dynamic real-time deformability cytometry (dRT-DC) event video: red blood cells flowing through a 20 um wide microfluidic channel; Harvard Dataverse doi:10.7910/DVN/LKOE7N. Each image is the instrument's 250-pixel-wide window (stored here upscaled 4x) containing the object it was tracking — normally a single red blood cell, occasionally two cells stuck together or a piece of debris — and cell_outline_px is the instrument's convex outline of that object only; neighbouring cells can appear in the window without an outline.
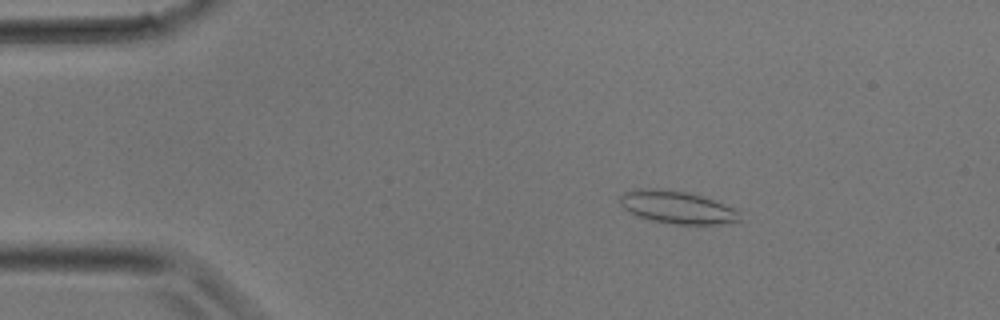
{"species": "common noctule bat (a hibernating species)", "species_latin": "Nyctalus noctula", "temperature_condition": "room temperature", "stored_images_in_passage": 33, "camera_frame_rate_fps": 3000, "um_per_image_px": 0.085, "animal": {"sex": "male", "body_mass_g": 17.9}, "frame": {"image": 1, "passage_image": 5, "time_ms": 1.333, "image_size_px": [1000, 320], "cell_outline_px": [[740, 220], [716, 224], [672, 224], [652, 220], [640, 216], [624, 208], [620, 204], [620, 196], [624, 192], [636, 188], [660, 188], [688, 192], [740, 208]], "centroid_in_image_um": [57.59, 17.6], "position_along_channel_um": 27.4, "area_um2": 22.89}}
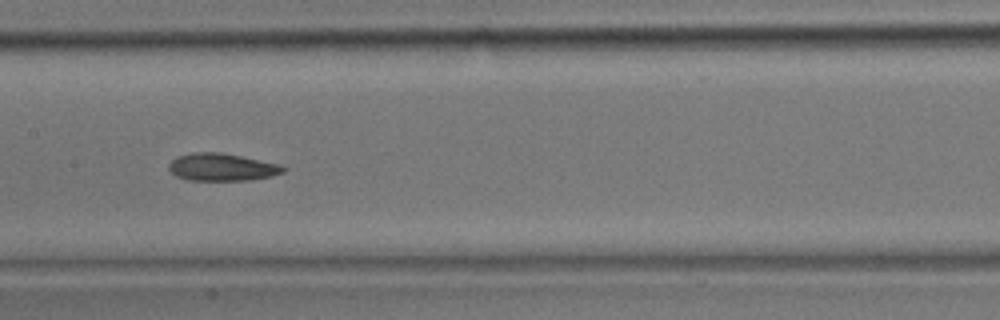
{"frame": {"image": 2, "passage_image": 16, "time_ms": 5.0, "image_size_px": [1000, 320], "cell_outline_px": [[288, 168], [284, 172], [272, 176], [252, 180], [188, 180], [176, 176], [168, 168], [168, 164], [176, 156], [192, 152], [220, 152], [280, 164]], "centroid_in_image_um": [18.87, 14.2], "position_along_channel_um": 188.5, "area_um2": 18.44}}
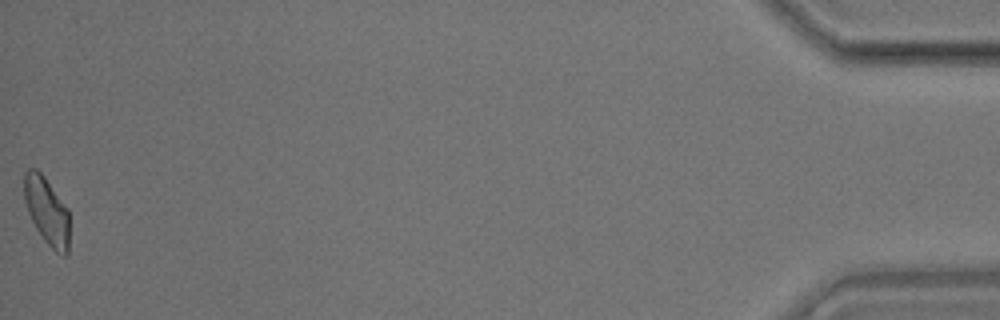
{"frame": {"image": 3, "passage_image": 33, "time_ms": 10.667, "image_size_px": [1000, 320], "cell_outline_px": [[68, 256], [64, 256], [56, 252], [44, 240], [36, 228], [28, 212], [24, 200], [24, 172], [28, 168], [36, 168], [44, 176], [68, 208]], "centroid_in_image_um": [3.97, 17.91], "position_along_channel_um": 431.2, "area_um2": 17.74}}